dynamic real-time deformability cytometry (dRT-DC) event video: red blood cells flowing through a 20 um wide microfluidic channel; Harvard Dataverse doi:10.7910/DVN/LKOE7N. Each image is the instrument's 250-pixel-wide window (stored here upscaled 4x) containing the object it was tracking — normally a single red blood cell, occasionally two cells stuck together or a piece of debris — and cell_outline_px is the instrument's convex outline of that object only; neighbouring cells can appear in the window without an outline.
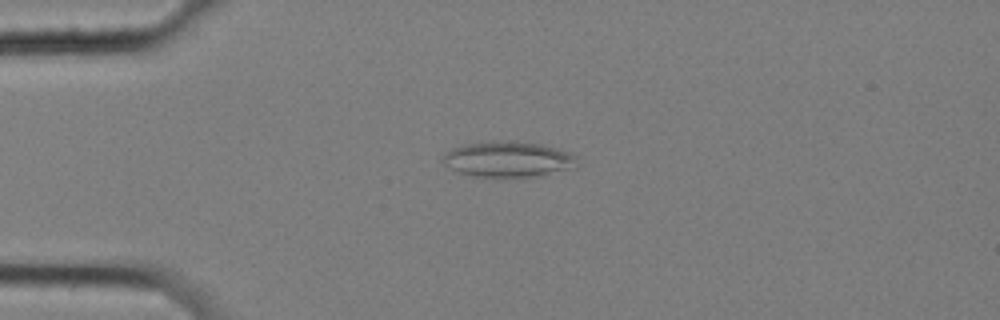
{"species": "common noctule bat (a hibernating species)", "species_latin": "Nyctalus noctula", "temperature_condition": "cold", "stored_images_in_passage": 58, "camera_frame_rate_fps": 3000, "um_per_image_px": 0.085, "animal": {"sex": "female", "body_mass_g": 25.1}, "frame": {"image": 1, "passage_image": 14, "time_ms": 4.333, "image_size_px": [1000, 320], "cell_outline_px": [[576, 168], [544, 176], [472, 176], [456, 172], [444, 164], [440, 160], [444, 152], [452, 148], [468, 144], [504, 140], [512, 140], [540, 144], [556, 148], [568, 152], [576, 156]], "centroid_in_image_um": [43.19, 13.54], "position_along_channel_um": 41.8, "area_um2": 28.09}}
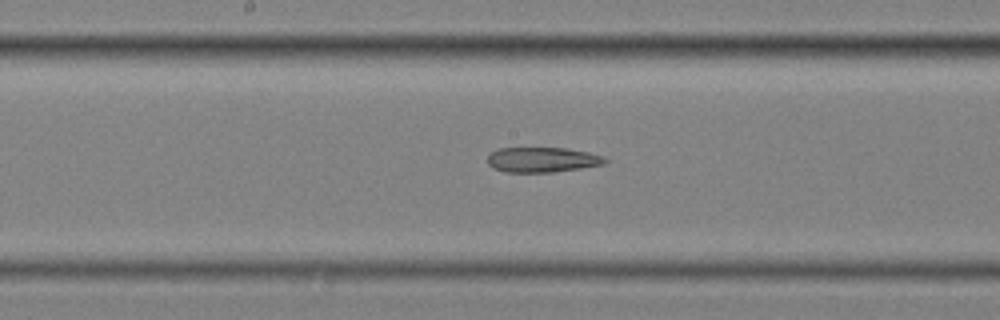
{"frame": {"image": 2, "passage_image": 30, "time_ms": 9.667, "image_size_px": [1000, 320], "cell_outline_px": [[608, 160], [604, 164], [580, 168], [552, 172], [504, 172], [492, 168], [488, 164], [488, 156], [492, 152], [500, 148], [568, 148], [588, 152], [600, 156]], "centroid_in_image_um": [46.06, 13.58], "position_along_channel_um": 202.1, "area_um2": 17.05}}
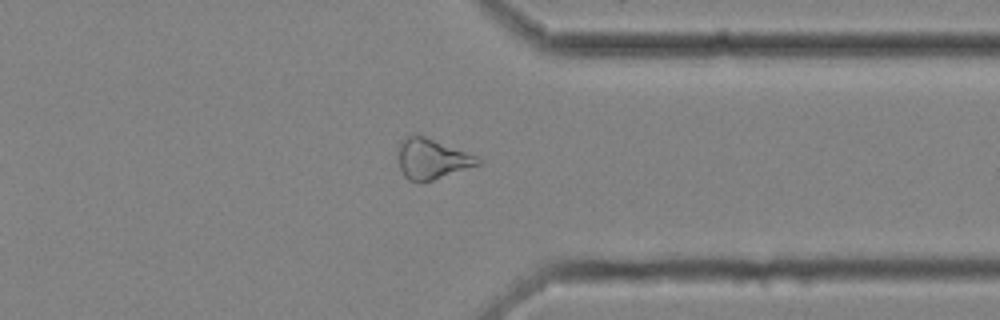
{"frame": {"image": 3, "passage_image": 45, "time_ms": 14.667, "image_size_px": [1000, 320], "cell_outline_px": [[484, 160], [480, 164], [420, 184], [408, 180], [404, 176], [400, 168], [400, 144], [408, 136], [416, 132], [476, 156]], "centroid_in_image_um": [36.72, 13.51], "position_along_channel_um": 374.7, "area_um2": 18.61}, "authors_computed_cell_mechanics": {"area_um2": 21.675, "velocity_mm_per_s": 3.4915, "shape_relaxation_time_tau1_ms": null, "shape_relaxation_time_tau2_ms": 10.3322, "deformation_change_tau1": null, "deformation_change_tau2": 0.2519}}